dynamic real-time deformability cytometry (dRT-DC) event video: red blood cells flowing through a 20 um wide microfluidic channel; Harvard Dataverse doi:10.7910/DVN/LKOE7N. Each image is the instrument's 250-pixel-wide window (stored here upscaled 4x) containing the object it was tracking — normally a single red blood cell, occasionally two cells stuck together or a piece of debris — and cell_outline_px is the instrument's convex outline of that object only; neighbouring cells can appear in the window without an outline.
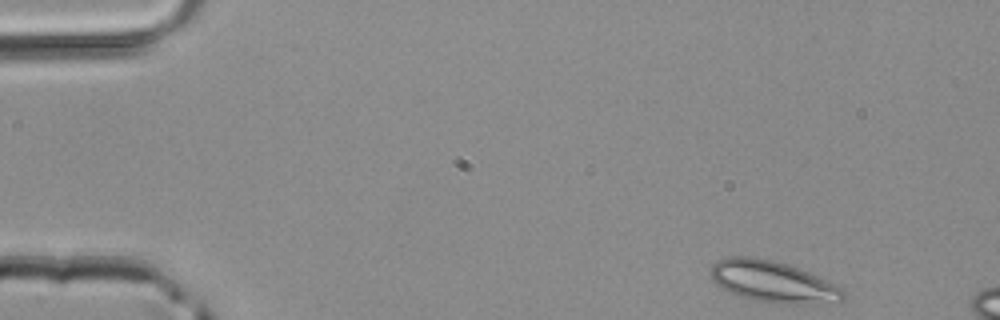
{"species": "common noctule bat (a hibernating species)", "species_latin": "Nyctalus noctula", "temperature_condition": "room temperature", "stored_images_in_passage": 7, "camera_frame_rate_fps": 3000, "um_per_image_px": 0.085, "animal": {"sex": "male", "body_mass_g": 20.4}, "frame": {"image": 1, "passage_image": 1, "time_ms": 0.0, "image_size_px": [1000, 320], "cell_outline_px": [[844, 296], [840, 300], [812, 304], [776, 304], [756, 300], [740, 296], [716, 284], [712, 280], [712, 264], [716, 260], [732, 256], [752, 256], [772, 260], [788, 264], [808, 272], [844, 288]], "centroid_in_image_um": [65.69, 23.94], "position_along_channel_um": 19.3, "area_um2": 31.79}}